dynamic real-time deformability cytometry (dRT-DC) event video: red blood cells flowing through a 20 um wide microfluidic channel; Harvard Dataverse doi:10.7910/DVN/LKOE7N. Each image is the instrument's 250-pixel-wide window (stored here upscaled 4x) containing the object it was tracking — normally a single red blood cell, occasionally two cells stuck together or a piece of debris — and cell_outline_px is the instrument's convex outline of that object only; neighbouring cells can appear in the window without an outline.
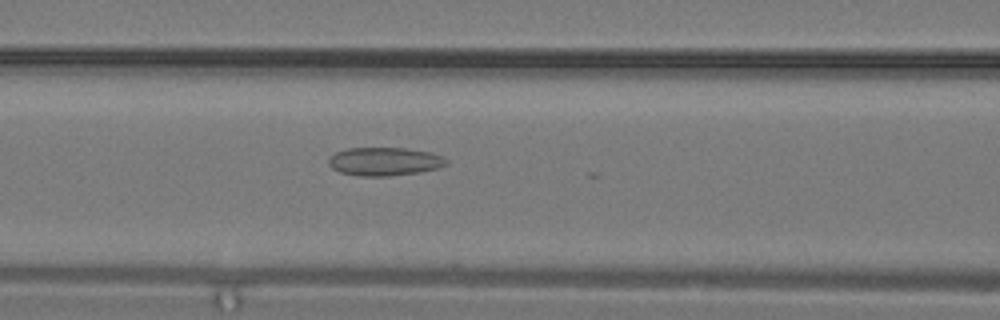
{"species": "common noctule bat (a hibernating species)", "species_latin": "Nyctalus noctula", "temperature_condition": "warm", "stored_images_in_passage": 17, "camera_frame_rate_fps": 3000, "um_per_image_px": 0.085, "animal": {"sex": "male", "body_mass_g": 19.2, "forearm_length_mm": 51.8}, "frame": {"image": 1, "passage_image": 12, "time_ms": 3.667, "image_size_px": [1000, 320], "cell_outline_px": [[448, 164], [436, 168], [420, 172], [388, 176], [360, 176], [340, 172], [332, 168], [328, 164], [328, 160], [336, 152], [348, 148], [404, 148], [428, 152], [444, 156], [448, 160]], "centroid_in_image_um": [32.69, 13.73], "position_along_channel_um": 133.9, "area_um2": 19.36}}
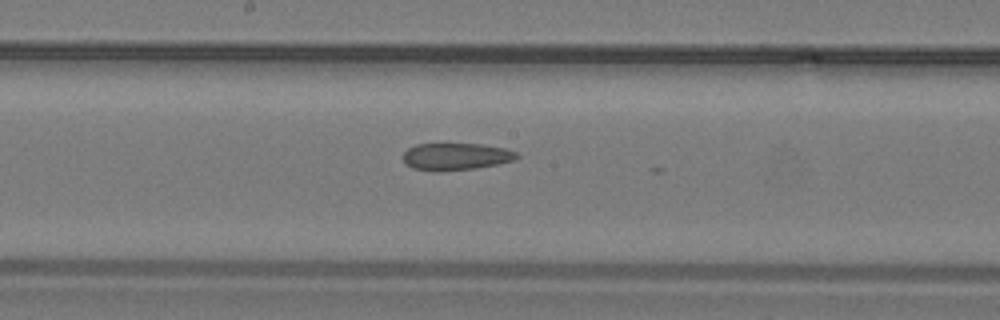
{"frame": {"image": 2, "passage_image": 15, "time_ms": 4.667, "image_size_px": [1000, 320], "cell_outline_px": [[520, 156], [516, 160], [476, 168], [412, 168], [404, 160], [404, 152], [408, 148], [416, 144], [480, 144], [504, 148], [516, 152]], "centroid_in_image_um": [38.83, 13.25], "position_along_channel_um": 209.4, "area_um2": 16.99}}
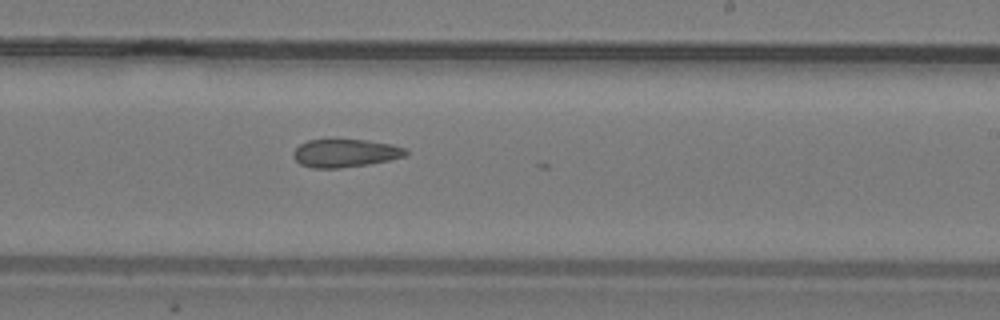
{"frame": {"image": 3, "passage_image": 17, "time_ms": 5.333, "image_size_px": [1000, 320], "cell_outline_px": [[408, 152], [404, 156], [388, 160], [368, 164], [340, 168], [312, 168], [300, 164], [292, 156], [292, 152], [300, 144], [308, 140], [364, 140], [392, 144], [404, 148]], "centroid_in_image_um": [29.3, 13.02], "position_along_channel_um": 259.7, "area_um2": 18.21}}